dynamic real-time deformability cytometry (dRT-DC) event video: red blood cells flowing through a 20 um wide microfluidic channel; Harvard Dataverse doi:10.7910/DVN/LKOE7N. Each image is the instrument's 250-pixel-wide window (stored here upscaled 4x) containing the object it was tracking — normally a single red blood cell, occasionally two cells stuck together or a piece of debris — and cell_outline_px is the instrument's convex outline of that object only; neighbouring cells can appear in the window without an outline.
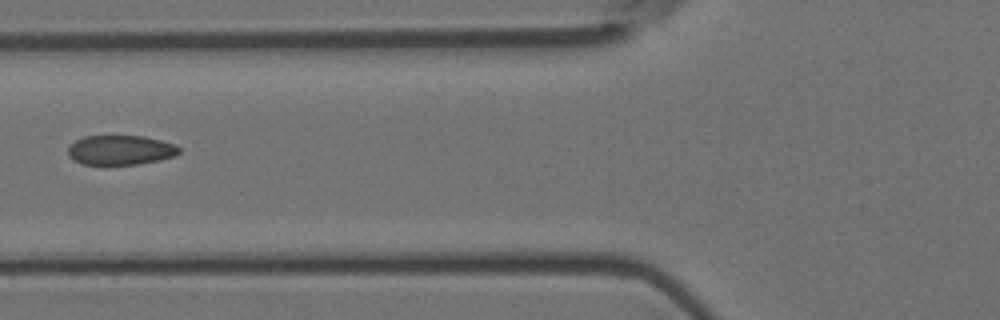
{"species": "Egyptian fruit bat (a non-hibernating species)", "species_latin": "Rousettus aegyptiacus", "temperature_condition": "room temperature", "stored_images_in_passage": 9, "camera_frame_rate_fps": 3000, "um_per_image_px": 0.085, "animal": {"sex": "female"}, "frame": {"image": 1, "passage_image": 6, "time_ms": 1.667, "image_size_px": [1000, 320], "cell_outline_px": [[180, 152], [176, 156], [160, 160], [140, 164], [80, 164], [72, 160], [68, 156], [68, 144], [84, 136], [144, 136], [176, 144], [180, 148]], "centroid_in_image_um": [10.23, 12.76], "position_along_channel_um": 115.6, "area_um2": 19.42}}
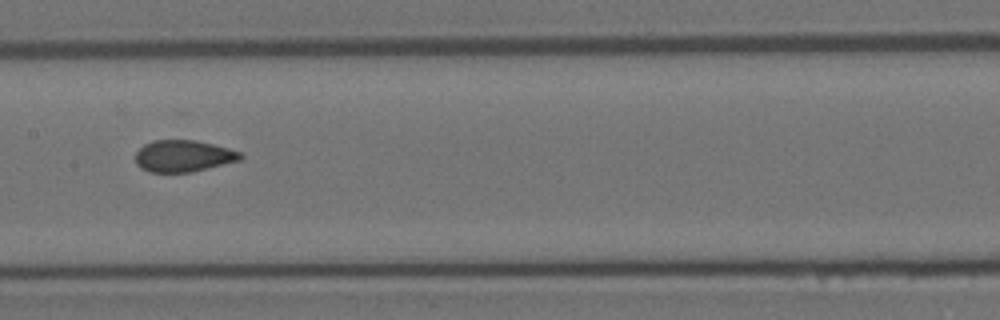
{"frame": {"image": 2, "passage_image": 8, "time_ms": 2.333, "image_size_px": [1000, 320], "cell_outline_px": [[244, 156], [240, 160], [192, 172], [148, 172], [140, 168], [136, 164], [136, 152], [144, 144], [152, 140], [196, 140], [228, 148], [240, 152]], "centroid_in_image_um": [15.56, 13.26], "position_along_channel_um": 191.8, "area_um2": 19.42}}
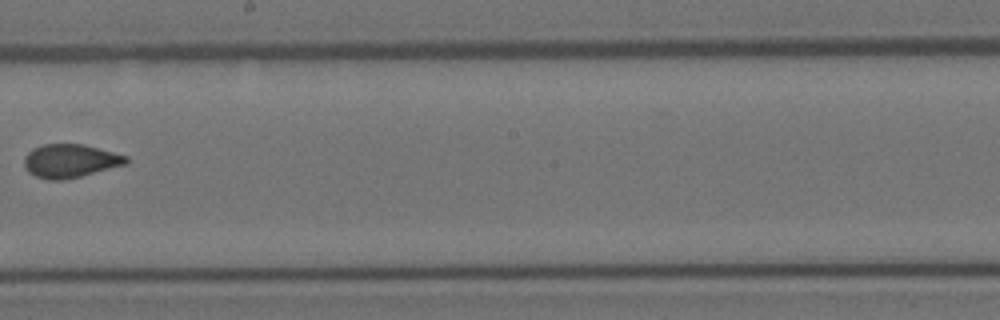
{"frame": {"image": 3, "passage_image": 9, "time_ms": 2.667, "image_size_px": [1000, 320], "cell_outline_px": [[128, 164], [80, 176], [60, 180], [48, 180], [36, 176], [28, 172], [24, 164], [24, 156], [32, 148], [44, 144], [84, 144], [128, 156]], "centroid_in_image_um": [5.97, 13.67], "position_along_channel_um": 242.2, "area_um2": 19.88}}